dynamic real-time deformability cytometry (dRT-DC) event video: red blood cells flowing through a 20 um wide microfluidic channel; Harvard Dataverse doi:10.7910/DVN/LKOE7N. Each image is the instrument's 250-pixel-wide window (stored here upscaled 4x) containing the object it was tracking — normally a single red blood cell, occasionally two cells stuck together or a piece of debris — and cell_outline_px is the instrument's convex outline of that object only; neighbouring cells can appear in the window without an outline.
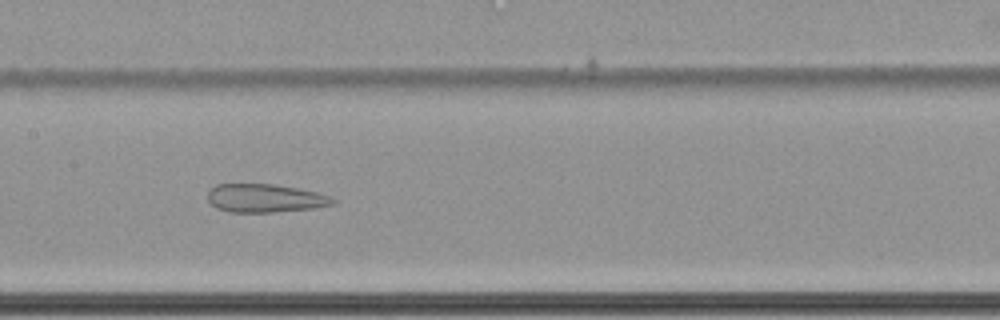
{"species": "common noctule bat (a hibernating species)", "species_latin": "Nyctalus noctula", "temperature_condition": "cold", "stored_images_in_passage": 62, "camera_frame_rate_fps": 3000, "um_per_image_px": 0.085, "animal": {"sex": "female", "body_mass_g": 22.7, "forearm_length_mm": 54.2}, "frame": {"image": 1, "passage_image": 33, "time_ms": 10.667, "image_size_px": [1000, 320], "cell_outline_px": [[336, 204], [316, 208], [272, 212], [228, 212], [216, 208], [208, 200], [208, 192], [216, 184], [276, 184], [300, 188], [332, 196], [336, 200]], "centroid_in_image_um": [22.58, 16.84], "position_along_channel_um": 184.8, "area_um2": 20.92}}
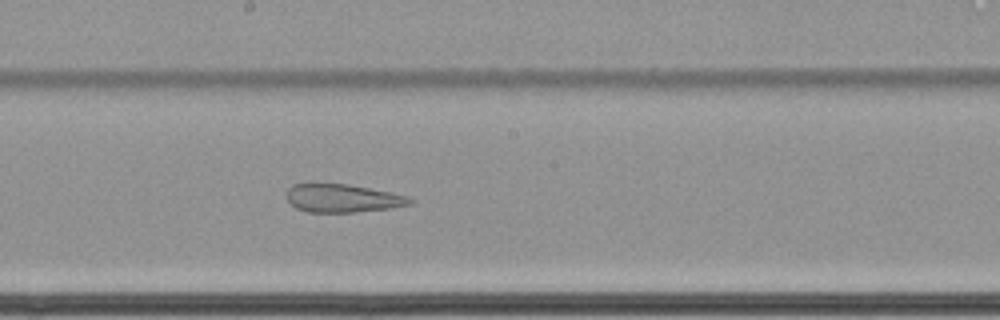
{"frame": {"image": 2, "passage_image": 36, "time_ms": 11.667, "image_size_px": [1000, 320], "cell_outline_px": [[416, 200], [412, 204], [392, 208], [356, 212], [308, 212], [296, 208], [288, 200], [288, 188], [292, 184], [348, 184], [408, 196]], "centroid_in_image_um": [29.17, 16.86], "position_along_channel_um": 219.0, "area_um2": 20.11}}
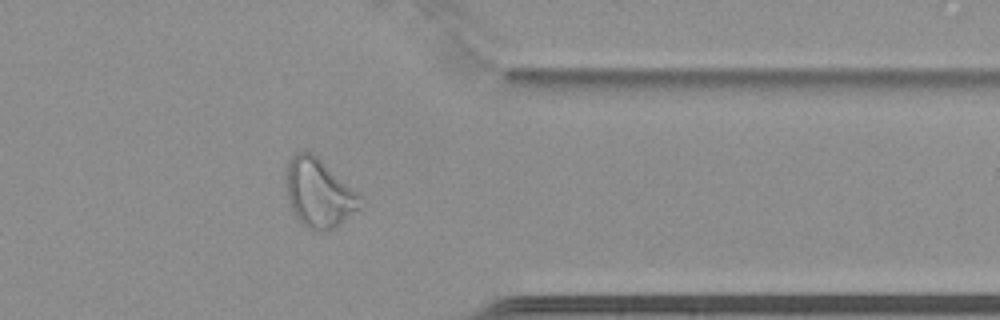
{"frame": {"image": 3, "passage_image": 51, "time_ms": 16.667, "image_size_px": [1000, 320], "cell_outline_px": [[360, 208], [336, 228], [328, 232], [312, 232], [300, 224], [292, 212], [284, 192], [284, 172], [288, 160], [296, 152], [312, 152], [356, 192], [360, 196]], "centroid_in_image_um": [27.01, 16.46], "position_along_channel_um": 384.4, "area_um2": 30.29}}